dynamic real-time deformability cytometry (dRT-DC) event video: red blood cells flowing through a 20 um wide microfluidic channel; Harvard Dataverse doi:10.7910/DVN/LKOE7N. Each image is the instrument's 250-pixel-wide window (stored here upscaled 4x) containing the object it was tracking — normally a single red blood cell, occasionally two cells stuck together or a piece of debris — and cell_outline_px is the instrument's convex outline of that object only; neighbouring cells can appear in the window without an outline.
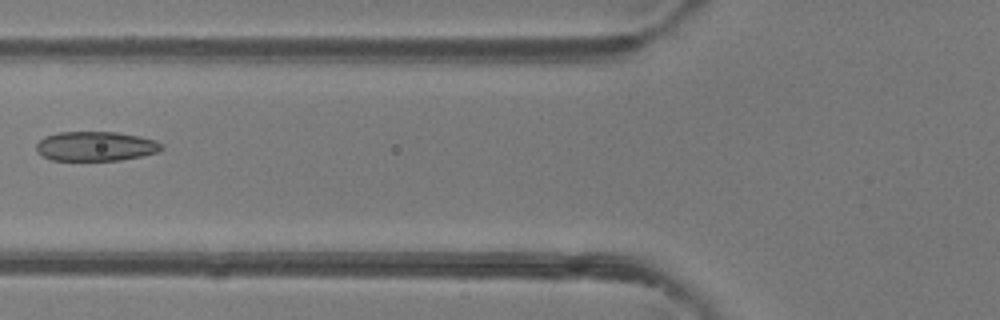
{"species": "common noctule bat (a hibernating species)", "species_latin": "Nyctalus noctula", "temperature_condition": "room temperature", "stored_images_in_passage": 5, "camera_frame_rate_fps": 3000, "um_per_image_px": 0.085, "animal": {"sex": "female"}, "frame": {"image": 1, "passage_image": 5, "time_ms": 4.667, "image_size_px": [1000, 320], "cell_outline_px": [[164, 148], [156, 152], [140, 156], [120, 160], [52, 160], [44, 156], [36, 148], [36, 144], [44, 136], [56, 132], [116, 132], [140, 136], [156, 140], [164, 144]], "centroid_in_image_um": [8.16, 12.42], "position_along_channel_um": 117.6, "area_um2": 21.5}}